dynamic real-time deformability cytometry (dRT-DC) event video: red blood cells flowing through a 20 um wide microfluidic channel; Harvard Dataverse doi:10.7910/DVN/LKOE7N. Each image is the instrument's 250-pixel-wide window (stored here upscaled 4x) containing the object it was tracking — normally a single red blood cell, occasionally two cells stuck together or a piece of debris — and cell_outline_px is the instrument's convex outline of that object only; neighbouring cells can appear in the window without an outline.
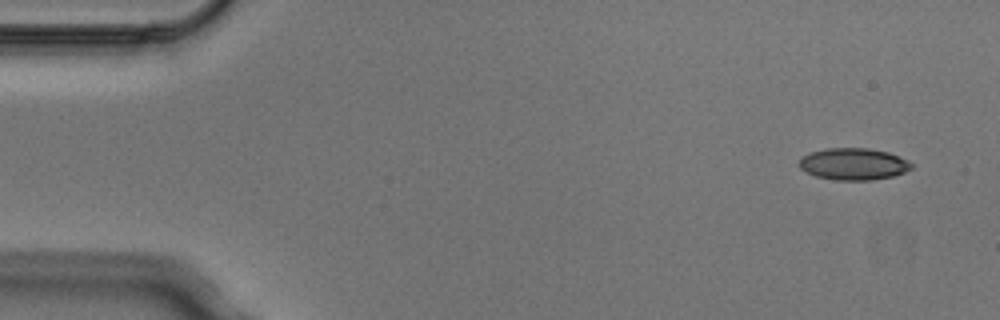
{"species": "Egyptian fruit bat (a non-hibernating species)", "species_latin": "Rousettus aegyptiacus", "temperature_condition": "cold", "stored_images_in_passage": 4, "segment_of_instrument_passage": [1, 2], "camera_frame_rate_fps": 3000, "um_per_image_px": 0.085, "animal": {"sex": "male"}, "frame": {"image": 1, "passage_image": 1, "time_ms": 0.0, "image_size_px": [1000, 320], "cell_outline_px": [[912, 168], [904, 172], [892, 176], [872, 180], [836, 180], [816, 176], [800, 168], [796, 164], [804, 156], [812, 152], [824, 148], [868, 148], [888, 152], [908, 160], [912, 164]], "centroid_in_image_um": [72.54, 13.94], "position_along_channel_um": 12.5, "area_um2": 20.75}}
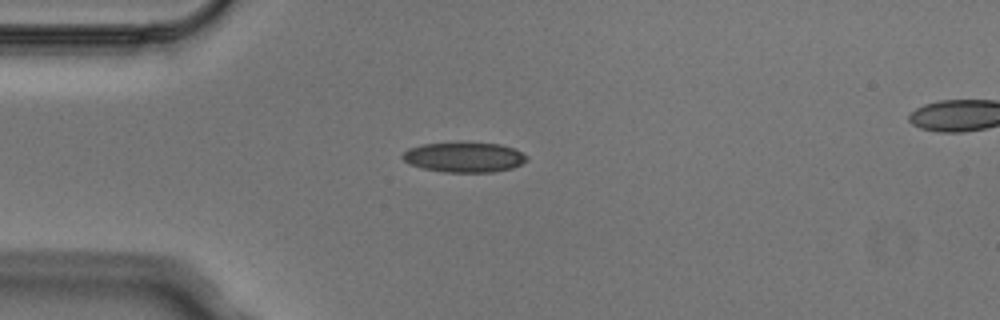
{"frame": {"image": 2, "passage_image": 3, "time_ms": 0.667, "image_size_px": [1000, 320], "cell_outline_px": [[528, 160], [512, 168], [492, 172], [444, 172], [424, 168], [412, 164], [404, 160], [400, 156], [408, 148], [420, 144], [460, 140], [500, 144], [512, 148], [528, 156]], "centroid_in_image_um": [39.43, 13.32], "position_along_channel_um": 45.6, "area_um2": 22.31}}